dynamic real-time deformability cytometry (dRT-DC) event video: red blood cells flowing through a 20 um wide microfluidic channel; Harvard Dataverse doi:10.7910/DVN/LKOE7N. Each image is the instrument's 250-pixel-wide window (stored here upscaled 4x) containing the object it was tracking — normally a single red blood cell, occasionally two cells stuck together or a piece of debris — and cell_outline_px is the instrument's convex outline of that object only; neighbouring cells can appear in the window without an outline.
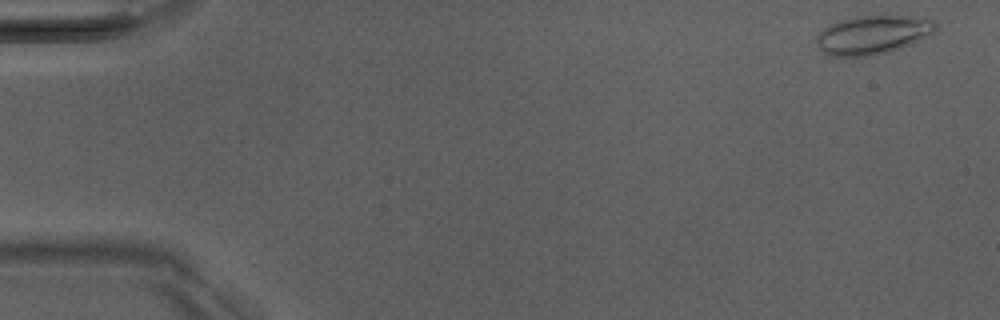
{"species": "Egyptian fruit bat (a non-hibernating species)", "species_latin": "Rousettus aegyptiacus", "temperature_condition": "room temperature", "stored_images_in_passage": 51, "camera_frame_rate_fps": 3000, "um_per_image_px": 0.085, "animal": {"sex": "male"}, "frame": {"image": 1, "passage_image": 2, "time_ms": 0.333, "image_size_px": [1000, 320], "cell_outline_px": [[936, 28], [928, 36], [920, 40], [900, 48], [888, 52], [868, 56], [832, 56], [824, 52], [816, 44], [816, 36], [824, 28], [836, 20], [856, 16], [908, 16], [936, 20]], "centroid_in_image_um": [74.16, 2.95], "position_along_channel_um": 10.8, "area_um2": 26.82}}
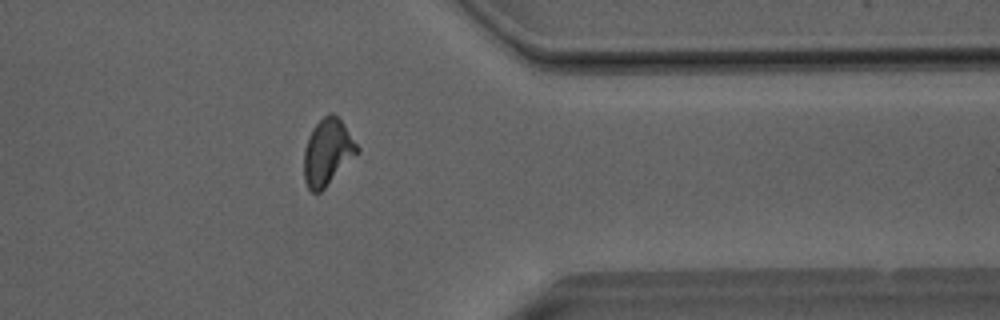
{"frame": {"image": 2, "passage_image": 41, "time_ms": 13.333, "image_size_px": [1000, 320], "cell_outline_px": [[360, 152], [320, 192], [312, 192], [308, 188], [304, 180], [304, 148], [312, 128], [328, 112], [332, 112], [344, 124], [360, 148]], "centroid_in_image_um": [27.85, 12.92], "position_along_channel_um": 383.6, "area_um2": 20.58}}
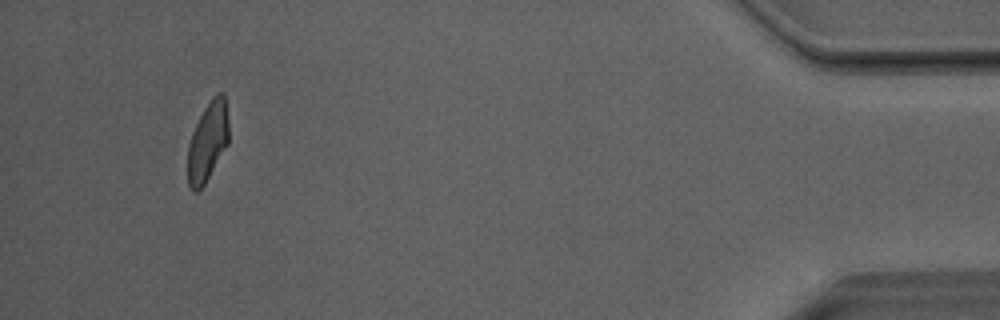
{"frame": {"image": 3, "passage_image": 48, "time_ms": 15.667, "image_size_px": [1000, 320], "cell_outline_px": [[228, 144], [204, 184], [196, 192], [192, 192], [188, 184], [188, 144], [192, 132], [204, 108], [212, 96], [216, 92], [224, 92], [228, 120]], "centroid_in_image_um": [17.65, 12.01], "position_along_channel_um": 417.5, "area_um2": 18.9}, "authors_computed_cell_mechanics": {"area_um2": 20.7502, "velocity_mm_per_s": 4.0477, "shape_relaxation_time_tau1_ms": 5.7984, "shape_relaxation_time_tau2_ms": 1.2474, "deformation_change_tau1": 0.1683, "deformation_change_tau2": 0.064}}